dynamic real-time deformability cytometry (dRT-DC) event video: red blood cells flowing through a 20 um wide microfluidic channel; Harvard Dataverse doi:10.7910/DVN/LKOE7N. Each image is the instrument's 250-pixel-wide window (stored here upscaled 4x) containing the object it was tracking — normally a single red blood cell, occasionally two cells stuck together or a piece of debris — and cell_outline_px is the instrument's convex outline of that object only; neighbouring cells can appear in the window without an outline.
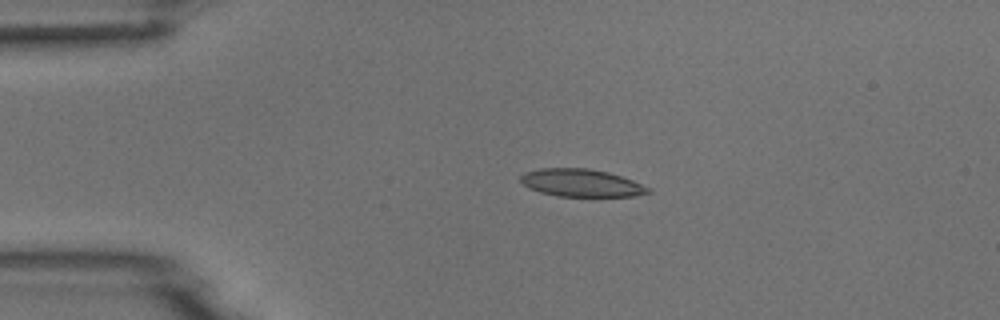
{"species": "common noctule bat (a hibernating species)", "species_latin": "Nyctalus noctula", "temperature_condition": "room temperature", "stored_images_in_passage": 4, "camera_frame_rate_fps": 3000, "um_per_image_px": 0.085, "animal": {"sex": "male", "body_mass_g": 18.8}, "frame": {"image": 1, "passage_image": 3, "time_ms": 2.333, "image_size_px": [1000, 320], "cell_outline_px": [[652, 192], [636, 196], [556, 196], [540, 192], [524, 184], [520, 180], [520, 176], [524, 172], [540, 168], [588, 168], [608, 172], [632, 180], [652, 188]], "centroid_in_image_um": [49.44, 15.54], "position_along_channel_um": 35.6, "area_um2": 20.52}}